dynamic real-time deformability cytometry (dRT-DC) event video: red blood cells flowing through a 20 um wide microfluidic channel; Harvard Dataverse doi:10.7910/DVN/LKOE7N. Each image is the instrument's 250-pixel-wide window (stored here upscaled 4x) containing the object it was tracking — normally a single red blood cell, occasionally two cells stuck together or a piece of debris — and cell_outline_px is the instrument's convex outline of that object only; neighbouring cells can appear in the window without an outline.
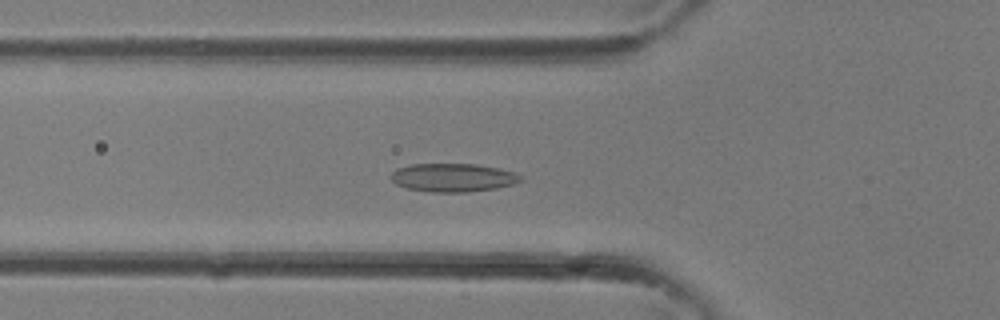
{"species": "common noctule bat (a hibernating species)", "species_latin": "Nyctalus noctula", "temperature_condition": "room temperature", "stored_images_in_passage": 13, "camera_frame_rate_fps": 3000, "um_per_image_px": 0.085, "animal": {"sex": "female"}, "frame": {"image": 1, "passage_image": 6, "time_ms": 1.667, "image_size_px": [1000, 320], "cell_outline_px": [[524, 180], [512, 184], [496, 188], [468, 192], [432, 192], [408, 188], [396, 184], [392, 180], [392, 172], [396, 168], [412, 164], [476, 164], [516, 172], [524, 176]], "centroid_in_image_um": [38.54, 15.09], "position_along_channel_um": 87.3, "area_um2": 21.44}}
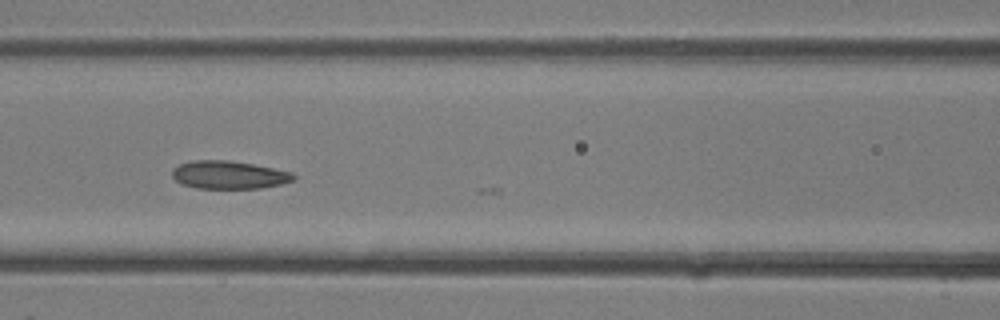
{"frame": {"image": 2, "passage_image": 9, "time_ms": 2.667, "image_size_px": [1000, 320], "cell_outline_px": [[296, 180], [280, 184], [260, 188], [196, 188], [180, 184], [172, 176], [172, 168], [180, 164], [192, 160], [228, 160], [252, 164], [292, 172], [296, 176]], "centroid_in_image_um": [19.44, 14.86], "position_along_channel_um": 147.2, "area_um2": 19.83}}
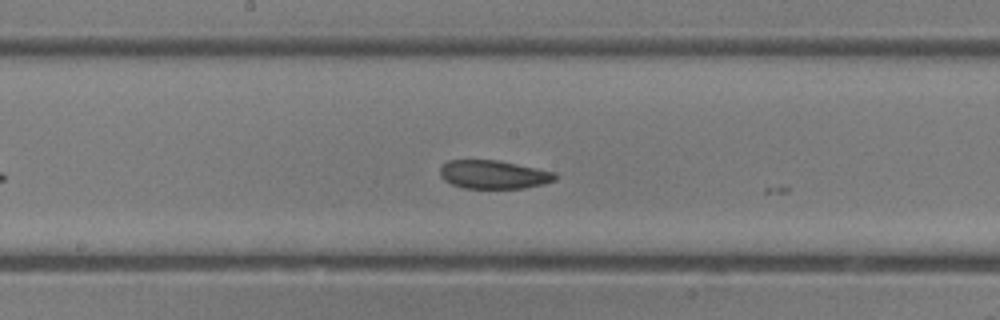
{"frame": {"image": 3, "passage_image": 12, "time_ms": 3.667, "image_size_px": [1000, 320], "cell_outline_px": [[556, 180], [544, 184], [524, 188], [464, 188], [452, 184], [444, 180], [440, 176], [440, 168], [448, 160], [496, 160], [556, 172]], "centroid_in_image_um": [41.96, 14.84], "position_along_channel_um": 206.2, "area_um2": 19.02}}